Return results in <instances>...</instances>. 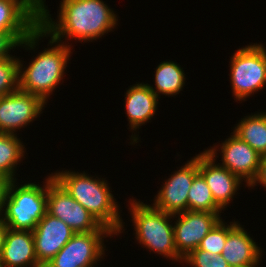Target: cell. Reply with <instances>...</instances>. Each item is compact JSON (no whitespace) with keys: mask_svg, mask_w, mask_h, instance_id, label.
<instances>
[{"mask_svg":"<svg viewBox=\"0 0 266 267\" xmlns=\"http://www.w3.org/2000/svg\"><path fill=\"white\" fill-rule=\"evenodd\" d=\"M45 1L39 0V26L61 43L64 37L65 42H93L118 25L117 15L103 0H61L58 20L51 18Z\"/></svg>","mask_w":266,"mask_h":267,"instance_id":"1","label":"cell"},{"mask_svg":"<svg viewBox=\"0 0 266 267\" xmlns=\"http://www.w3.org/2000/svg\"><path fill=\"white\" fill-rule=\"evenodd\" d=\"M53 178L104 227L115 235L125 231L118 202L106 178L71 170L51 173ZM121 216V217H120Z\"/></svg>","mask_w":266,"mask_h":267,"instance_id":"2","label":"cell"},{"mask_svg":"<svg viewBox=\"0 0 266 267\" xmlns=\"http://www.w3.org/2000/svg\"><path fill=\"white\" fill-rule=\"evenodd\" d=\"M48 37V47L36 54L27 66H23L24 61L19 58V89L39 96L46 104L54 89L64 80L73 47L72 43L58 42L46 33Z\"/></svg>","mask_w":266,"mask_h":267,"instance_id":"3","label":"cell"},{"mask_svg":"<svg viewBox=\"0 0 266 267\" xmlns=\"http://www.w3.org/2000/svg\"><path fill=\"white\" fill-rule=\"evenodd\" d=\"M129 203L136 241L148 251L181 264L183 258L177 253L174 243L173 215L133 197Z\"/></svg>","mask_w":266,"mask_h":267,"instance_id":"4","label":"cell"},{"mask_svg":"<svg viewBox=\"0 0 266 267\" xmlns=\"http://www.w3.org/2000/svg\"><path fill=\"white\" fill-rule=\"evenodd\" d=\"M16 182L9 183L0 218L9 229L33 231L47 213V177L42 186L35 182L19 186Z\"/></svg>","mask_w":266,"mask_h":267,"instance_id":"5","label":"cell"},{"mask_svg":"<svg viewBox=\"0 0 266 267\" xmlns=\"http://www.w3.org/2000/svg\"><path fill=\"white\" fill-rule=\"evenodd\" d=\"M230 83L234 100L246 101L266 87V47L253 43L239 48L230 57Z\"/></svg>","mask_w":266,"mask_h":267,"instance_id":"6","label":"cell"},{"mask_svg":"<svg viewBox=\"0 0 266 267\" xmlns=\"http://www.w3.org/2000/svg\"><path fill=\"white\" fill-rule=\"evenodd\" d=\"M47 213L64 221L75 233L110 231L73 199L52 174L47 177Z\"/></svg>","mask_w":266,"mask_h":267,"instance_id":"7","label":"cell"},{"mask_svg":"<svg viewBox=\"0 0 266 267\" xmlns=\"http://www.w3.org/2000/svg\"><path fill=\"white\" fill-rule=\"evenodd\" d=\"M112 235V231L75 233L44 267H95L105 255L104 239Z\"/></svg>","mask_w":266,"mask_h":267,"instance_id":"8","label":"cell"},{"mask_svg":"<svg viewBox=\"0 0 266 267\" xmlns=\"http://www.w3.org/2000/svg\"><path fill=\"white\" fill-rule=\"evenodd\" d=\"M205 151L216 159L217 151H221L222 163L219 164L237 175L246 183V187L257 176L262 156L233 132L222 144L214 145Z\"/></svg>","mask_w":266,"mask_h":267,"instance_id":"9","label":"cell"},{"mask_svg":"<svg viewBox=\"0 0 266 267\" xmlns=\"http://www.w3.org/2000/svg\"><path fill=\"white\" fill-rule=\"evenodd\" d=\"M198 165L199 154L165 179L151 205L172 215L188 210V192L194 177L199 173Z\"/></svg>","mask_w":266,"mask_h":267,"instance_id":"10","label":"cell"},{"mask_svg":"<svg viewBox=\"0 0 266 267\" xmlns=\"http://www.w3.org/2000/svg\"><path fill=\"white\" fill-rule=\"evenodd\" d=\"M45 105L39 96L20 89L0 97V133L17 134L43 113Z\"/></svg>","mask_w":266,"mask_h":267,"instance_id":"11","label":"cell"},{"mask_svg":"<svg viewBox=\"0 0 266 267\" xmlns=\"http://www.w3.org/2000/svg\"><path fill=\"white\" fill-rule=\"evenodd\" d=\"M222 212H205L186 210L174 214V243L177 253L185 258L198 248L201 240L221 220Z\"/></svg>","mask_w":266,"mask_h":267,"instance_id":"12","label":"cell"},{"mask_svg":"<svg viewBox=\"0 0 266 267\" xmlns=\"http://www.w3.org/2000/svg\"><path fill=\"white\" fill-rule=\"evenodd\" d=\"M198 170L210 188L216 204L224 211L233 201L236 192L240 190L239 187L242 186L243 181L219 163L217 164L216 159L205 150L199 154Z\"/></svg>","mask_w":266,"mask_h":267,"instance_id":"13","label":"cell"},{"mask_svg":"<svg viewBox=\"0 0 266 267\" xmlns=\"http://www.w3.org/2000/svg\"><path fill=\"white\" fill-rule=\"evenodd\" d=\"M35 255L44 267L73 237L75 232L64 221L46 213L32 231Z\"/></svg>","mask_w":266,"mask_h":267,"instance_id":"14","label":"cell"},{"mask_svg":"<svg viewBox=\"0 0 266 267\" xmlns=\"http://www.w3.org/2000/svg\"><path fill=\"white\" fill-rule=\"evenodd\" d=\"M261 249L238 221L229 222L221 255L230 267H258L262 262Z\"/></svg>","mask_w":266,"mask_h":267,"instance_id":"15","label":"cell"},{"mask_svg":"<svg viewBox=\"0 0 266 267\" xmlns=\"http://www.w3.org/2000/svg\"><path fill=\"white\" fill-rule=\"evenodd\" d=\"M124 96V109L126 110L129 129L133 131L130 137V144L135 145L140 139L138 138L139 135L134 131L139 130L142 125H145L153 118L158 108L159 98L149 88L148 83L140 82L130 85Z\"/></svg>","mask_w":266,"mask_h":267,"instance_id":"16","label":"cell"},{"mask_svg":"<svg viewBox=\"0 0 266 267\" xmlns=\"http://www.w3.org/2000/svg\"><path fill=\"white\" fill-rule=\"evenodd\" d=\"M39 26V0H0V31H34Z\"/></svg>","mask_w":266,"mask_h":267,"instance_id":"17","label":"cell"},{"mask_svg":"<svg viewBox=\"0 0 266 267\" xmlns=\"http://www.w3.org/2000/svg\"><path fill=\"white\" fill-rule=\"evenodd\" d=\"M0 262L4 267H41L35 255L33 232L8 228Z\"/></svg>","mask_w":266,"mask_h":267,"instance_id":"18","label":"cell"},{"mask_svg":"<svg viewBox=\"0 0 266 267\" xmlns=\"http://www.w3.org/2000/svg\"><path fill=\"white\" fill-rule=\"evenodd\" d=\"M233 133L262 157L266 156V112L261 111L241 118Z\"/></svg>","mask_w":266,"mask_h":267,"instance_id":"19","label":"cell"},{"mask_svg":"<svg viewBox=\"0 0 266 267\" xmlns=\"http://www.w3.org/2000/svg\"><path fill=\"white\" fill-rule=\"evenodd\" d=\"M181 65L174 61H163L161 62L155 70V87L148 84L149 88L156 94L158 98L161 95L165 96H176L182 91L185 85V75Z\"/></svg>","mask_w":266,"mask_h":267,"instance_id":"20","label":"cell"},{"mask_svg":"<svg viewBox=\"0 0 266 267\" xmlns=\"http://www.w3.org/2000/svg\"><path fill=\"white\" fill-rule=\"evenodd\" d=\"M25 152V146L16 134L0 133V175L17 180V165L25 158Z\"/></svg>","mask_w":266,"mask_h":267,"instance_id":"21","label":"cell"},{"mask_svg":"<svg viewBox=\"0 0 266 267\" xmlns=\"http://www.w3.org/2000/svg\"><path fill=\"white\" fill-rule=\"evenodd\" d=\"M43 37H46V32L40 26L34 31H0V59L14 58L11 50L20 46L35 51Z\"/></svg>","mask_w":266,"mask_h":267,"instance_id":"22","label":"cell"},{"mask_svg":"<svg viewBox=\"0 0 266 267\" xmlns=\"http://www.w3.org/2000/svg\"><path fill=\"white\" fill-rule=\"evenodd\" d=\"M188 210L222 212V209L216 204L210 188L200 173L194 177L188 192Z\"/></svg>","mask_w":266,"mask_h":267,"instance_id":"23","label":"cell"},{"mask_svg":"<svg viewBox=\"0 0 266 267\" xmlns=\"http://www.w3.org/2000/svg\"><path fill=\"white\" fill-rule=\"evenodd\" d=\"M19 89V57L0 59V97Z\"/></svg>","mask_w":266,"mask_h":267,"instance_id":"24","label":"cell"},{"mask_svg":"<svg viewBox=\"0 0 266 267\" xmlns=\"http://www.w3.org/2000/svg\"><path fill=\"white\" fill-rule=\"evenodd\" d=\"M228 235V224L221 219L201 240L198 249L215 255L222 253Z\"/></svg>","mask_w":266,"mask_h":267,"instance_id":"25","label":"cell"},{"mask_svg":"<svg viewBox=\"0 0 266 267\" xmlns=\"http://www.w3.org/2000/svg\"><path fill=\"white\" fill-rule=\"evenodd\" d=\"M182 263L191 267H230L221 254L215 255L198 248L183 258Z\"/></svg>","mask_w":266,"mask_h":267,"instance_id":"26","label":"cell"},{"mask_svg":"<svg viewBox=\"0 0 266 267\" xmlns=\"http://www.w3.org/2000/svg\"><path fill=\"white\" fill-rule=\"evenodd\" d=\"M258 183H259V185L261 184V186H264V188H266V156H263L261 158L257 176L251 182V184L248 186V189L249 188L253 189V187L257 186Z\"/></svg>","mask_w":266,"mask_h":267,"instance_id":"27","label":"cell"},{"mask_svg":"<svg viewBox=\"0 0 266 267\" xmlns=\"http://www.w3.org/2000/svg\"><path fill=\"white\" fill-rule=\"evenodd\" d=\"M10 179L5 176L0 175V216L4 207V201L7 195V189L10 183Z\"/></svg>","mask_w":266,"mask_h":267,"instance_id":"28","label":"cell"},{"mask_svg":"<svg viewBox=\"0 0 266 267\" xmlns=\"http://www.w3.org/2000/svg\"><path fill=\"white\" fill-rule=\"evenodd\" d=\"M8 231V227L5 222L0 218V256L4 247L5 236Z\"/></svg>","mask_w":266,"mask_h":267,"instance_id":"29","label":"cell"}]
</instances>
